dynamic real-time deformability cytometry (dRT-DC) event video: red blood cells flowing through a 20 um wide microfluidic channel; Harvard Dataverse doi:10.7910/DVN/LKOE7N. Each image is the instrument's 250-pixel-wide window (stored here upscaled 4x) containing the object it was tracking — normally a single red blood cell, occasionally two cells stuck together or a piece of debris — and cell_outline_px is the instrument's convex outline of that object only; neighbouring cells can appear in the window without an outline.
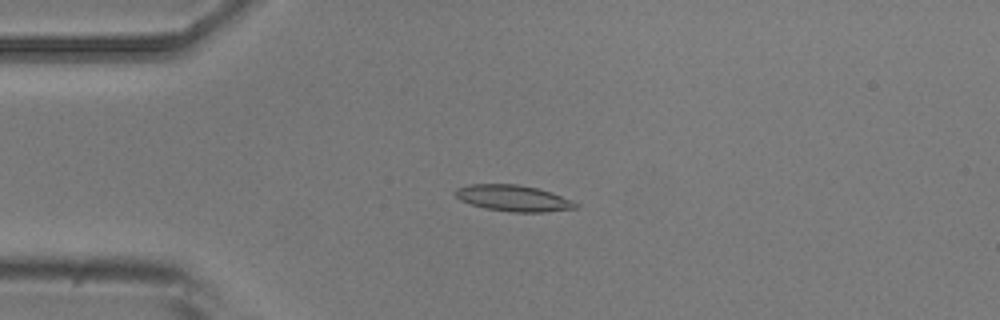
{"species": "common noctule bat (a hibernating species)", "species_latin": "Nyctalus noctula", "temperature_condition": "room temperature", "stored_images_in_passage": 5, "camera_frame_rate_fps": 3000, "um_per_image_px": 0.085, "animal": {"sex": "male", "body_mass_g": 20.5, "forearm_length_mm": 52.5}, "frame": {"image": 1, "passage_image": 3, "time_ms": 2.333, "image_size_px": [1000, 320], "cell_outline_px": [[580, 204], [576, 208], [544, 212], [512, 212], [484, 208], [460, 200], [452, 192], [456, 188], [468, 184], [516, 184], [536, 188], [552, 192], [572, 200]], "centroid_in_image_um": [43.62, 16.84], "position_along_channel_um": 41.4, "area_um2": 18.44}}
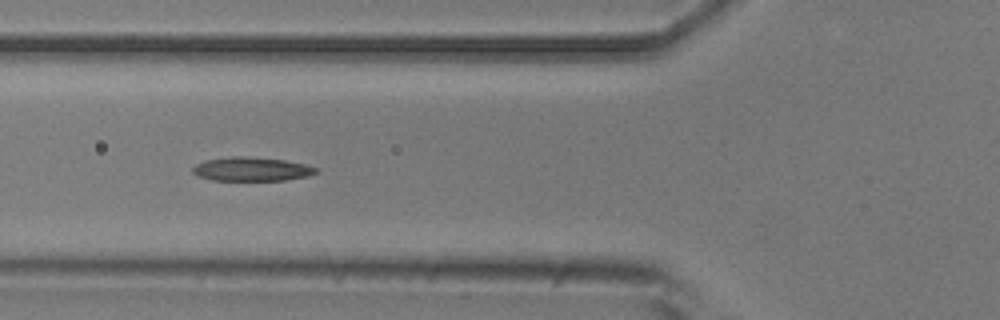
{"frame": {"image": 2, "passage_image": 5, "time_ms": 4.667, "image_size_px": [1000, 320], "cell_outline_px": [[316, 172], [308, 176], [284, 180], [212, 180], [196, 176], [192, 172], [192, 168], [196, 164], [208, 160], [232, 156], [244, 156], [284, 160], [304, 164], [316, 168]], "centroid_in_image_um": [21.34, 14.38], "position_along_channel_um": 104.5, "area_um2": 16.94}}